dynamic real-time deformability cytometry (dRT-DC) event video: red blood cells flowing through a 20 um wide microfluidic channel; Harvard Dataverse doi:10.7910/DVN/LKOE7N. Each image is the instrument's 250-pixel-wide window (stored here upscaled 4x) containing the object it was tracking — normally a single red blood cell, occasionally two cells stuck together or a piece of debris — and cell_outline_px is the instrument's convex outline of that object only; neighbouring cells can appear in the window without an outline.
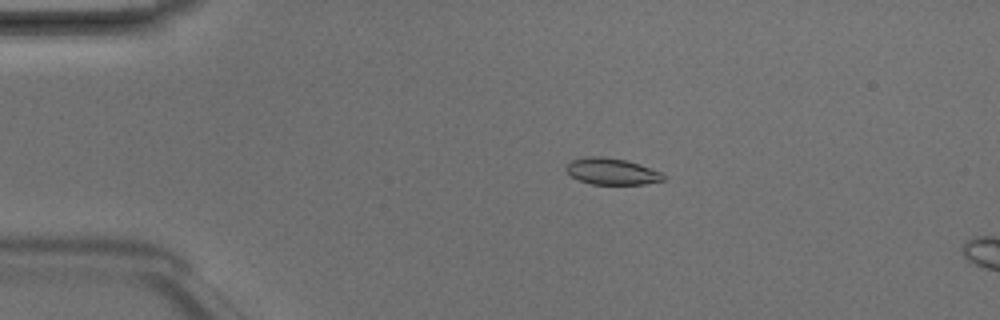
{"species": "Egyptian fruit bat (a non-hibernating species)", "species_latin": "Rousettus aegyptiacus", "temperature_condition": "room temperature", "stored_images_in_passage": 5, "camera_frame_rate_fps": 3000, "um_per_image_px": 0.085, "animal": {"sex": "male"}, "frame": {"image": 1, "passage_image": 3, "time_ms": 0.667, "image_size_px": [1000, 320], "cell_outline_px": [[664, 180], [644, 184], [592, 184], [580, 180], [572, 176], [564, 168], [572, 160], [584, 156], [600, 156], [624, 160], [640, 164], [660, 172], [664, 176]], "centroid_in_image_um": [51.98, 14.56], "position_along_channel_um": 33.0, "area_um2": 14.8}}